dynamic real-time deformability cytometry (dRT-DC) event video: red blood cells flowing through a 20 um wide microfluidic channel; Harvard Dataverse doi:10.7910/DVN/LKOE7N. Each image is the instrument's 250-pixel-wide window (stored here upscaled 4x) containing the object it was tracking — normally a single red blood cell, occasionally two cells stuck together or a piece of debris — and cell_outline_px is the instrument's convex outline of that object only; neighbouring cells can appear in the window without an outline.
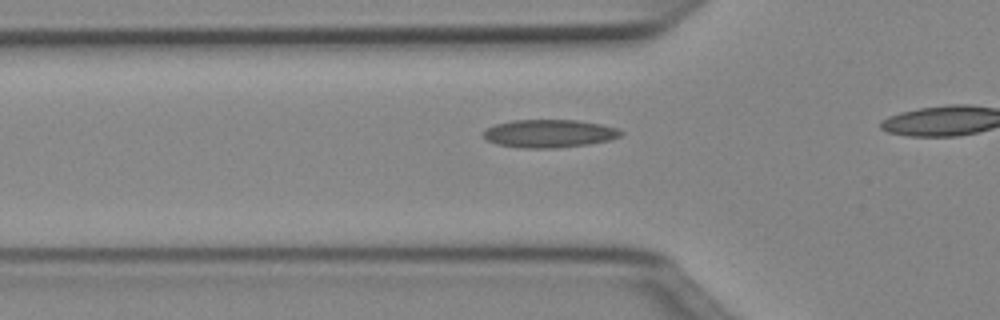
{"species": "Egyptian fruit bat (a non-hibernating species)", "species_latin": "Rousettus aegyptiacus", "temperature_condition": "cold", "stored_images_in_passage": 18, "camera_frame_rate_fps": 3000, "um_per_image_px": 0.085, "animal": {"sex": "female"}, "frame": {"image": 1, "passage_image": 13, "time_ms": 4.0, "image_size_px": [1000, 320], "cell_outline_px": [[624, 132], [620, 136], [612, 140], [588, 144], [552, 148], [520, 148], [496, 144], [488, 140], [480, 132], [496, 124], [512, 120], [576, 120], [600, 124], [616, 128]], "centroid_in_image_um": [46.67, 11.35], "position_along_channel_um": 79.1, "area_um2": 22.43}}
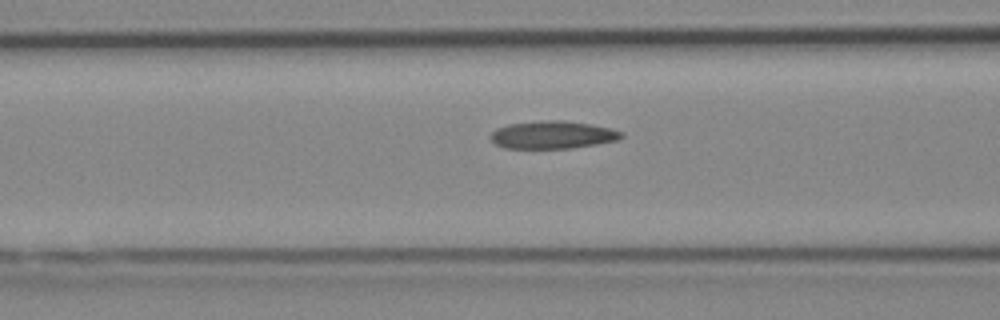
{"frame": {"image": 2, "passage_image": 16, "time_ms": 5.0, "image_size_px": [1000, 320], "cell_outline_px": [[624, 136], [616, 140], [596, 144], [572, 148], [504, 148], [496, 144], [492, 140], [492, 132], [496, 128], [508, 124], [544, 120], [564, 120], [592, 124], [624, 132]], "centroid_in_image_um": [46.98, 11.45], "position_along_channel_um": 119.6, "area_um2": 21.04}}